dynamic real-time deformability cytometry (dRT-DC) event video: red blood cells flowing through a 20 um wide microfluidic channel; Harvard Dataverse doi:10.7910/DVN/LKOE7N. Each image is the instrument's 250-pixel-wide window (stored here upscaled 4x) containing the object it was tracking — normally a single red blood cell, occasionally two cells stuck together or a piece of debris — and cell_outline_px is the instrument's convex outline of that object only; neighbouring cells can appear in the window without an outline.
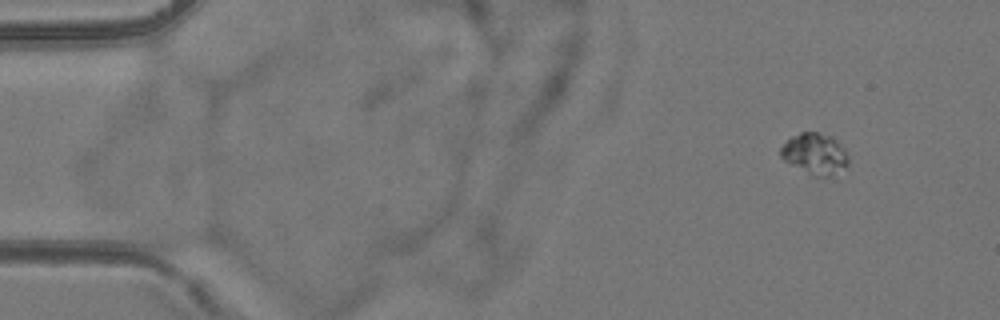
{"species": "common noctule bat (a hibernating species)", "species_latin": "Nyctalus noctula", "temperature_condition": "room temperature", "stored_images_in_passage": 5, "camera_frame_rate_fps": 3000, "um_per_image_px": 0.085, "animal": {"sex": "female", "body_mass_g": 24.6, "forearm_length_mm": 56.2}, "frame": {"image": 1, "passage_image": 1, "time_ms": 0.0, "image_size_px": [1000, 320], "cell_outline_px": [[848, 164], [832, 176], [816, 176], [784, 160], [780, 156], [780, 148], [792, 136], [800, 132], [816, 132], [832, 136], [844, 148], [848, 156]], "centroid_in_image_um": [69.28, 13.05], "position_along_channel_um": 15.7, "area_um2": 15.9}}
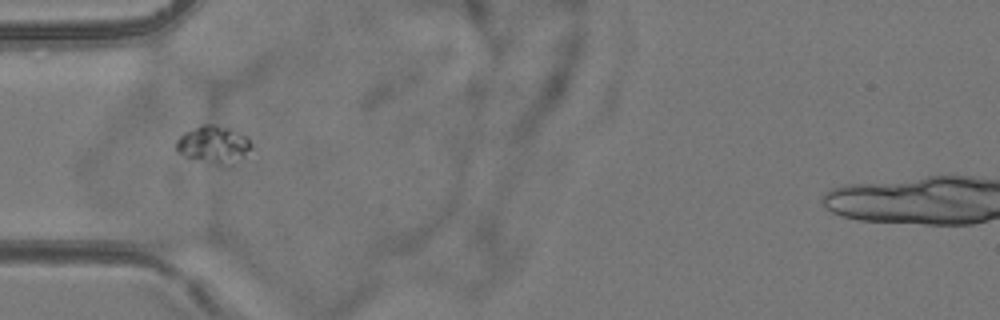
{"frame": {"image": 2, "passage_image": 4, "time_ms": 4.333, "image_size_px": [1000, 320], "cell_outline_px": [[252, 148], [232, 168], [224, 168], [184, 156], [176, 152], [176, 140], [184, 132], [200, 124], [216, 124], [232, 128], [248, 136], [252, 144]], "centroid_in_image_um": [18.2, 12.32], "position_along_channel_um": 66.8, "area_um2": 17.4}}